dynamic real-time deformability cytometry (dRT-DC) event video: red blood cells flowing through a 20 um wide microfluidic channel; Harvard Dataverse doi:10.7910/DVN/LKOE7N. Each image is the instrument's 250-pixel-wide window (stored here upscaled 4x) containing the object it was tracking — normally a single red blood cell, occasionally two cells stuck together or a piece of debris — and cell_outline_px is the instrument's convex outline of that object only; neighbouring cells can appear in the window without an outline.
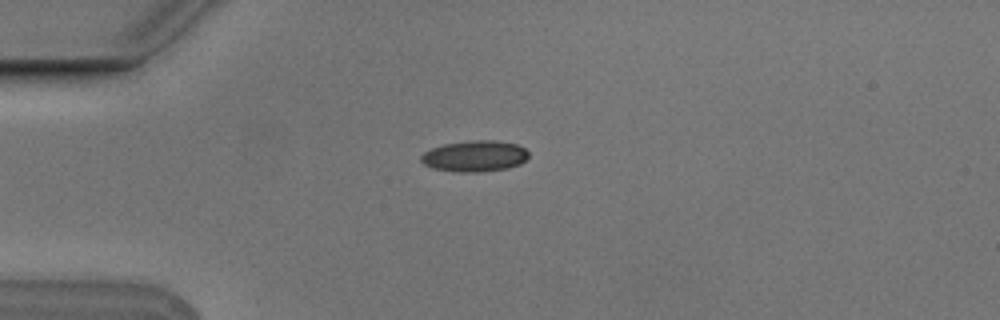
{"species": "Egyptian fruit bat (a non-hibernating species)", "species_latin": "Rousettus aegyptiacus", "temperature_condition": "cold", "stored_images_in_passage": 8, "camera_frame_rate_fps": 3000, "um_per_image_px": 0.085, "animal": {"sex": "male"}, "frame": {"image": 1, "passage_image": 3, "time_ms": 0.667, "image_size_px": [1000, 320], "cell_outline_px": [[528, 156], [520, 164], [508, 168], [480, 172], [460, 172], [432, 168], [424, 164], [420, 160], [420, 156], [424, 152], [432, 148], [444, 144], [472, 140], [496, 140], [516, 144], [524, 148], [528, 152]], "centroid_in_image_um": [40.34, 13.27], "position_along_channel_um": 44.7, "area_um2": 19.48}}
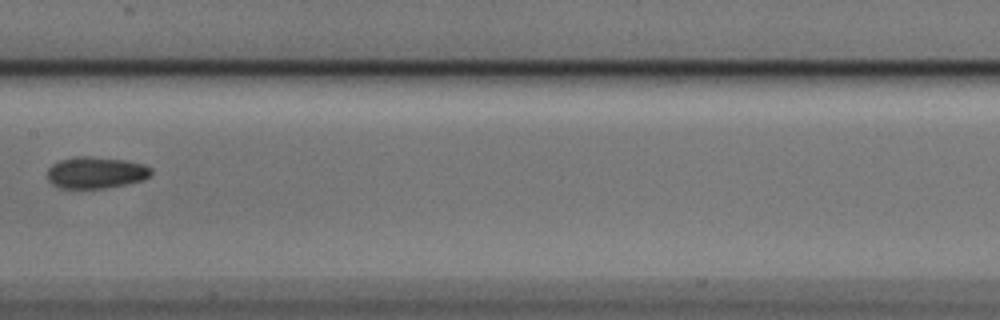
{"frame": {"image": 2, "passage_image": 7, "time_ms": 2.0, "image_size_px": [1000, 320], "cell_outline_px": [[152, 172], [144, 180], [108, 188], [60, 188], [52, 184], [48, 180], [48, 168], [52, 164], [60, 160], [76, 156], [88, 156], [124, 160], [144, 164], [152, 168]], "centroid_in_image_um": [8.15, 14.67], "position_along_channel_um": 199.3, "area_um2": 19.19}}
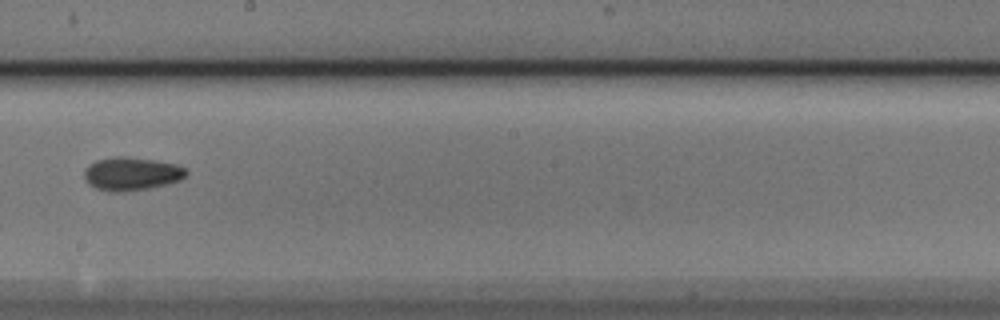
{"frame": {"image": 3, "passage_image": 8, "time_ms": 2.333, "image_size_px": [1000, 320], "cell_outline_px": [[188, 172], [180, 180], [168, 184], [148, 188], [120, 192], [108, 192], [96, 188], [88, 184], [84, 176], [84, 172], [88, 164], [96, 160], [116, 156], [128, 156], [156, 160], [176, 164], [184, 168]], "centroid_in_image_um": [11.16, 14.76], "position_along_channel_um": 237.0, "area_um2": 19.88}}